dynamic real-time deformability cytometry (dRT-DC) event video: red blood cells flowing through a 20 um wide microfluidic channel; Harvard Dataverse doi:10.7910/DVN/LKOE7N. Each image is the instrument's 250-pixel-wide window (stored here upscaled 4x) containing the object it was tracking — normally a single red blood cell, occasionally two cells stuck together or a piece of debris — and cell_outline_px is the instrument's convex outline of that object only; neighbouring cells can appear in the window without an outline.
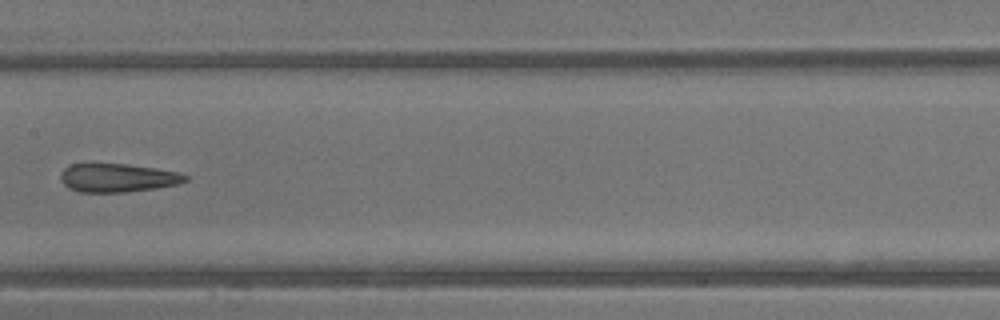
{"species": "common noctule bat (a hibernating species)", "species_latin": "Nyctalus noctula", "temperature_condition": "warm", "stored_images_in_passage": 28, "camera_frame_rate_fps": 3000, "um_per_image_px": 0.085, "animal": {"sex": "male", "body_mass_g": 13.3}, "frame": {"image": 1, "passage_image": 9, "time_ms": 2.667, "image_size_px": [1000, 320], "cell_outline_px": [[188, 180], [176, 184], [156, 188], [124, 192], [80, 192], [68, 188], [60, 180], [60, 176], [64, 168], [72, 164], [124, 164], [156, 168], [180, 172], [188, 176]], "centroid_in_image_um": [10.0, 15.11], "position_along_channel_um": 197.4, "area_um2": 20.63}}
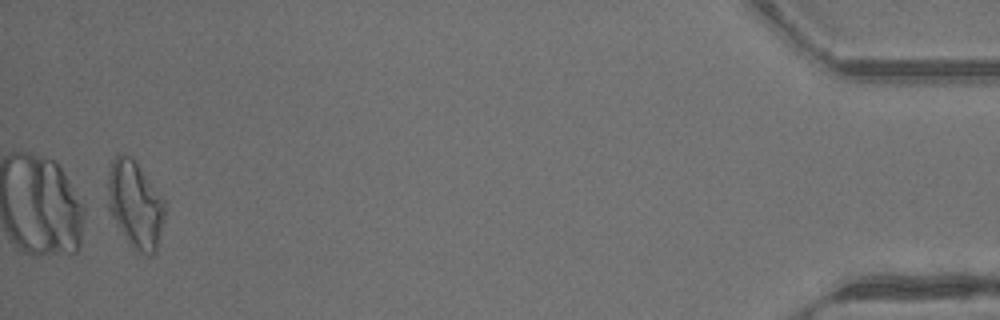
{"frame": {"image": 2, "passage_image": 28, "time_ms": 9.0, "image_size_px": [1000, 320], "cell_outline_px": [[164, 216], [156, 252], [152, 256], [148, 256], [140, 252], [128, 244], [112, 216], [108, 208], [108, 172], [112, 160], [116, 152], [120, 152], [132, 156], [164, 200]], "centroid_in_image_um": [11.47, 17.36], "position_along_channel_um": 423.7, "area_um2": 28.96}}